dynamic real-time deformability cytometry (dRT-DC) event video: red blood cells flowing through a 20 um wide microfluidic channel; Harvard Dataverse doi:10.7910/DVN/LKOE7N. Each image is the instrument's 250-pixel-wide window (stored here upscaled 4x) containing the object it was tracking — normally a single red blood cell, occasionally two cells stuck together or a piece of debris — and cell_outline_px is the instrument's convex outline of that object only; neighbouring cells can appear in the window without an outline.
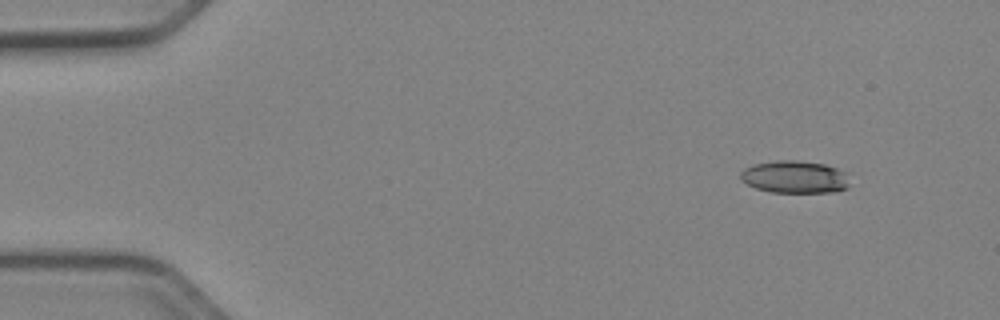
{"species": "Egyptian fruit bat (a non-hibernating species)", "species_latin": "Rousettus aegyptiacus", "temperature_condition": "cold", "stored_images_in_passage": 47, "camera_frame_rate_fps": 3000, "um_per_image_px": 0.085, "animal": {"sex": "female"}, "frame": {"image": 1, "passage_image": 1, "time_ms": 0.0, "image_size_px": [1000, 320], "cell_outline_px": [[848, 188], [832, 192], [772, 192], [756, 188], [740, 180], [740, 172], [744, 168], [756, 164], [780, 160], [792, 160], [824, 164], [836, 168], [844, 172], [848, 184]], "centroid_in_image_um": [67.52, 15.05], "position_along_channel_um": 17.5, "area_um2": 20.35}}
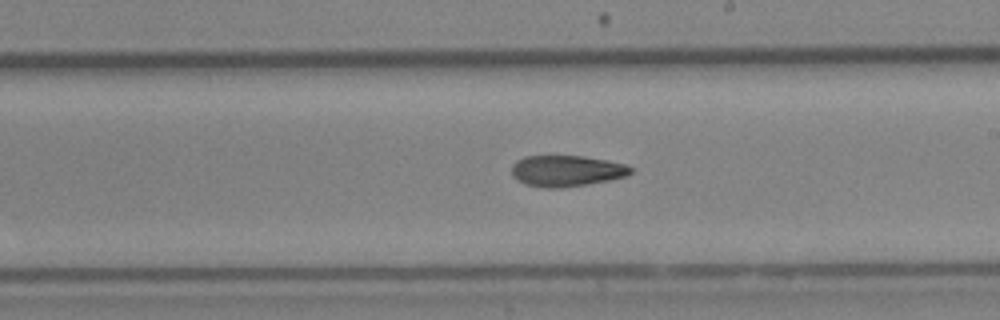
{"frame": {"image": 2, "passage_image": 26, "time_ms": 8.333, "image_size_px": [1000, 320], "cell_outline_px": [[632, 172], [628, 176], [588, 184], [560, 188], [544, 188], [524, 184], [512, 176], [512, 164], [516, 160], [524, 156], [584, 156], [608, 160], [624, 164], [632, 168]], "centroid_in_image_um": [48.13, 14.52], "position_along_channel_um": 240.9, "area_um2": 21.73}}
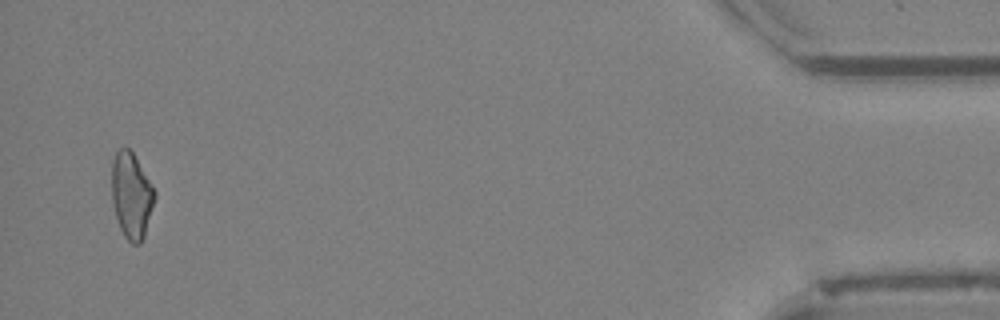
{"frame": {"image": 3, "passage_image": 46, "time_ms": 15.0, "image_size_px": [1000, 320], "cell_outline_px": [[156, 196], [144, 236], [140, 244], [132, 244], [124, 236], [120, 228], [112, 204], [112, 160], [116, 152], [120, 148], [128, 148], [132, 152], [152, 184], [156, 192]], "centroid_in_image_um": [11.17, 16.62], "position_along_channel_um": 424.0, "area_um2": 21.39}, "authors_computed_cell_mechanics": {"area_um2": 21.6172, "velocity_mm_per_s": 3.9656, "shape_relaxation_time_tau1_ms": 10.7089, "shape_relaxation_time_tau2_ms": null, "deformation_change_tau1": 0.2126, "deformation_change_tau2": null}}